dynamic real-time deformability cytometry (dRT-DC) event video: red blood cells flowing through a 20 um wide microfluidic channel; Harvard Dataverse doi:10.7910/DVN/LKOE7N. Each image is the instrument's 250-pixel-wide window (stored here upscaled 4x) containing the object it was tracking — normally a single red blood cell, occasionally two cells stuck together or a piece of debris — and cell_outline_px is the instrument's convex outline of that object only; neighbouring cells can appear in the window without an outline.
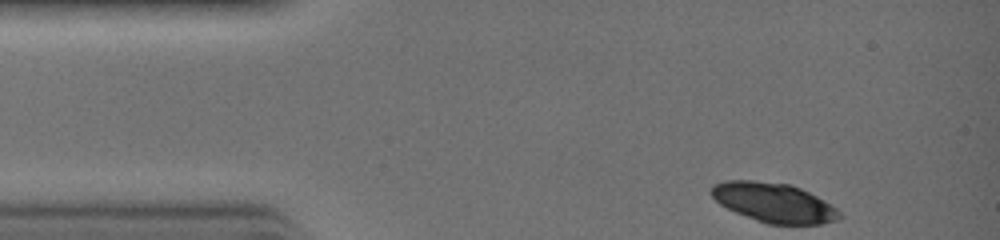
{"species": "common noctule bat (a hibernating species)", "species_latin": "Nyctalus noctula", "temperature_condition": "warm", "stored_images_in_passage": 26, "camera_frame_rate_fps": 3000, "um_per_image_px": 0.085, "animal": {"sex": "female", "body_mass_g": 19.0, "forearm_length_mm": 51.5}, "frame": {"image": 1, "passage_image": 1, "time_ms": 0.0, "image_size_px": [1000, 240], "cell_outline_px": [[844, 216], [840, 220], [820, 224], [768, 224], [756, 220], [736, 212], [720, 204], [708, 192], [712, 184], [724, 180], [752, 180], [788, 184], [800, 188], [824, 200], [836, 208]], "centroid_in_image_um": [65.77, 17.22], "position_along_channel_um": 19.2, "area_um2": 29.54}}